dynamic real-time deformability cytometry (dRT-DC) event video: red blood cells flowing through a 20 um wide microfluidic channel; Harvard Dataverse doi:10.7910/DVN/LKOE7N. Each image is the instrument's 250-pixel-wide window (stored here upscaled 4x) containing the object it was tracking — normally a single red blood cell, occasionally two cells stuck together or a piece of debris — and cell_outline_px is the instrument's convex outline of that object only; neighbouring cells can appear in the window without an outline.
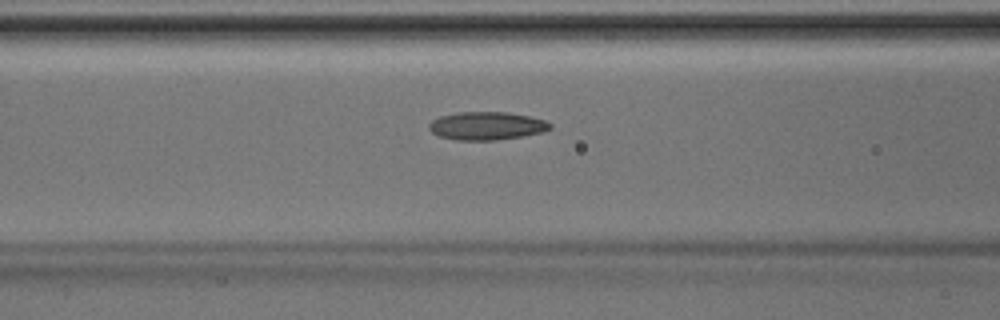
{"species": "Egyptian fruit bat (a non-hibernating species)", "species_latin": "Rousettus aegyptiacus", "temperature_condition": "room temperature", "stored_images_in_passage": 46, "camera_frame_rate_fps": 3000, "um_per_image_px": 0.085, "animal": {"sex": "male"}, "frame": {"image": 1, "passage_image": 19, "time_ms": 6.0, "image_size_px": [1000, 320], "cell_outline_px": [[552, 128], [544, 132], [524, 136], [496, 140], [456, 140], [436, 136], [428, 128], [428, 124], [432, 120], [440, 116], [460, 112], [508, 112], [528, 116], [544, 120], [552, 124]], "centroid_in_image_um": [41.36, 10.7], "position_along_channel_um": 125.2, "area_um2": 20.0}}
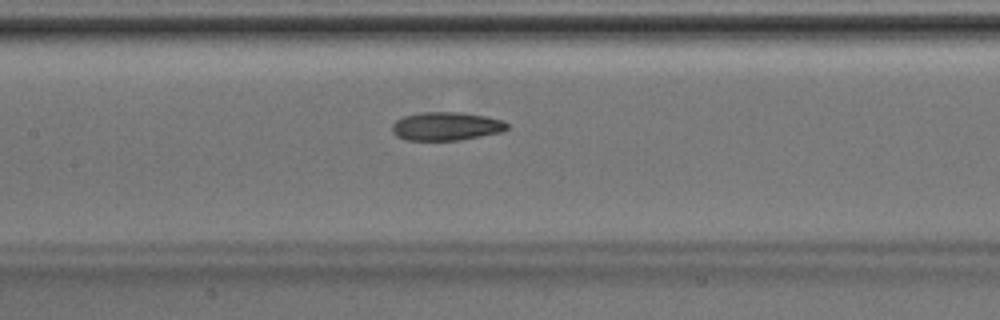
{"frame": {"image": 2, "passage_image": 22, "time_ms": 7.0, "image_size_px": [1000, 320], "cell_outline_px": [[508, 128], [500, 132], [480, 136], [456, 140], [404, 140], [396, 136], [392, 132], [392, 124], [396, 120], [404, 116], [420, 112], [460, 112], [484, 116], [504, 120], [508, 124]], "centroid_in_image_um": [37.89, 10.72], "position_along_channel_um": 169.5, "area_um2": 19.02}}
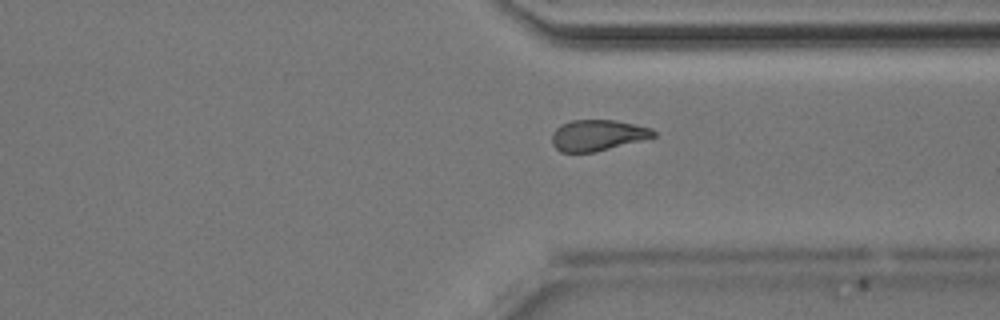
{"frame": {"image": 3, "passage_image": 35, "time_ms": 11.333, "image_size_px": [1000, 320], "cell_outline_px": [[656, 136], [596, 152], [560, 152], [552, 144], [552, 132], [560, 124], [572, 120], [616, 120], [652, 128], [656, 132]], "centroid_in_image_um": [50.78, 11.49], "position_along_channel_um": 360.6, "area_um2": 18.38}}